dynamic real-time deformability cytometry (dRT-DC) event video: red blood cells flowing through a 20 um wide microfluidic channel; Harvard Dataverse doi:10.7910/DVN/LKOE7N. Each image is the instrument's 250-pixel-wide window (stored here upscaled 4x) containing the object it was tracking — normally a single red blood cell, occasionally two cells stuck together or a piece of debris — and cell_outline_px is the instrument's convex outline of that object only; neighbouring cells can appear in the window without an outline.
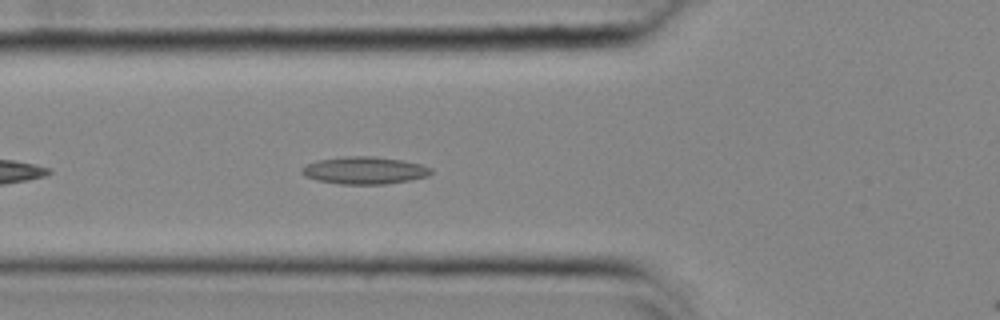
{"species": "common noctule bat (a hibernating species)", "species_latin": "Nyctalus noctula", "temperature_condition": "cold", "stored_images_in_passage": 38, "camera_frame_rate_fps": 3000, "um_per_image_px": 0.085, "animal": {"sex": "female", "body_mass_g": 25.1}, "frame": {"image": 1, "passage_image": 6, "time_ms": 1.667, "image_size_px": [1000, 320], "cell_outline_px": [[432, 172], [428, 176], [408, 180], [384, 184], [340, 184], [320, 180], [304, 176], [300, 172], [300, 168], [308, 164], [320, 160], [348, 156], [376, 156], [400, 160], [420, 164], [432, 168]], "centroid_in_image_um": [30.98, 14.48], "position_along_channel_um": 94.8, "area_um2": 20.35}}
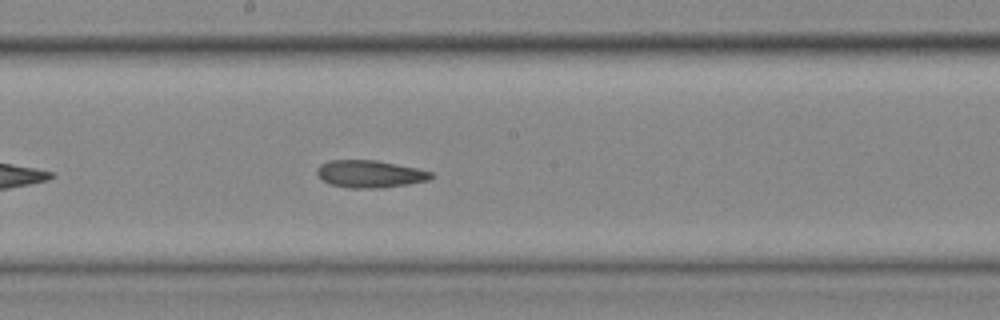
{"frame": {"image": 2, "passage_image": 16, "time_ms": 5.0, "image_size_px": [1000, 320], "cell_outline_px": [[436, 176], [428, 180], [408, 184], [380, 188], [348, 188], [332, 184], [324, 180], [316, 172], [316, 168], [320, 164], [328, 160], [376, 160], [416, 168], [432, 172]], "centroid_in_image_um": [31.45, 14.78], "position_along_channel_um": 216.7, "area_um2": 18.15}}
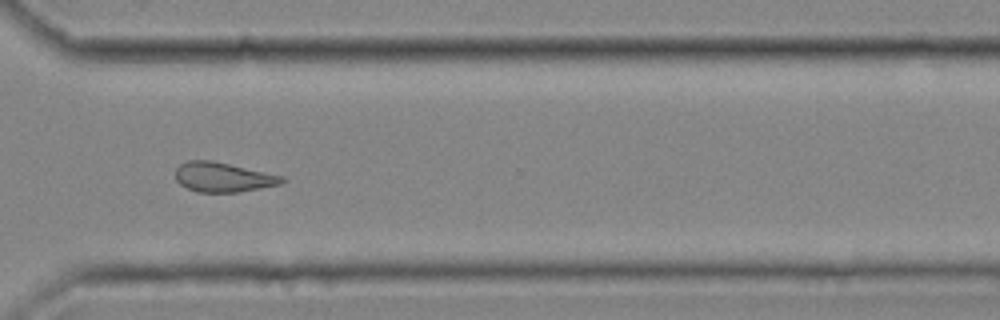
{"frame": {"image": 3, "passage_image": 27, "time_ms": 8.667, "image_size_px": [1000, 320], "cell_outline_px": [[288, 180], [280, 184], [260, 188], [236, 192], [196, 192], [180, 184], [176, 180], [176, 168], [180, 164], [188, 160], [212, 160], [284, 176]], "centroid_in_image_um": [18.96, 15.05], "position_along_channel_um": 351.6, "area_um2": 18.38}}